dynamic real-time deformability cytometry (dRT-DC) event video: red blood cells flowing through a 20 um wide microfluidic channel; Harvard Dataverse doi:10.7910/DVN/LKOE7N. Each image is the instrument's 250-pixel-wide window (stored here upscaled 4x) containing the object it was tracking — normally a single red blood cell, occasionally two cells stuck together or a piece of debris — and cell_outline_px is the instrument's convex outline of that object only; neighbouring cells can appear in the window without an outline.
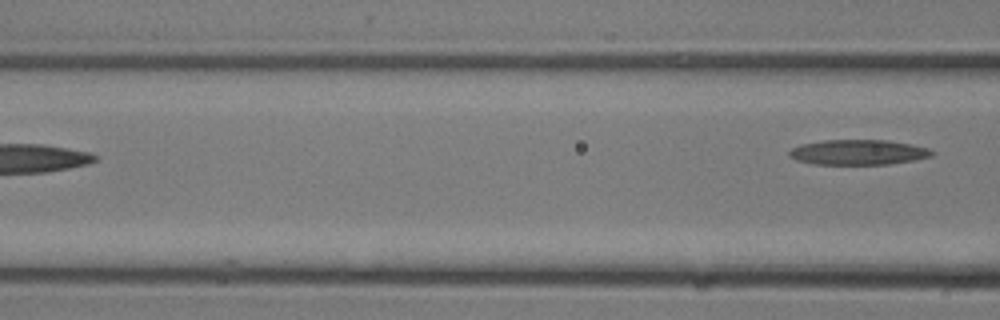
{"species": "common noctule bat (a hibernating species)", "species_latin": "Nyctalus noctula", "temperature_condition": "room temperature", "stored_images_in_passage": 11, "segment_of_instrument_passage": [2, 2], "camera_frame_rate_fps": 3000, "um_per_image_px": 0.085, "animal": {"sex": "male", "body_mass_g": 13.3}, "frame": {"image": 1, "passage_image": 11, "time_ms": 3.333, "image_size_px": [1000, 320], "cell_outline_px": [[936, 152], [932, 156], [916, 160], [888, 164], [812, 164], [796, 160], [788, 156], [788, 152], [792, 148], [800, 144], [824, 140], [888, 140], [912, 144], [928, 148]], "centroid_in_image_um": [72.96, 12.94], "position_along_channel_um": 93.6, "area_um2": 21.1}}